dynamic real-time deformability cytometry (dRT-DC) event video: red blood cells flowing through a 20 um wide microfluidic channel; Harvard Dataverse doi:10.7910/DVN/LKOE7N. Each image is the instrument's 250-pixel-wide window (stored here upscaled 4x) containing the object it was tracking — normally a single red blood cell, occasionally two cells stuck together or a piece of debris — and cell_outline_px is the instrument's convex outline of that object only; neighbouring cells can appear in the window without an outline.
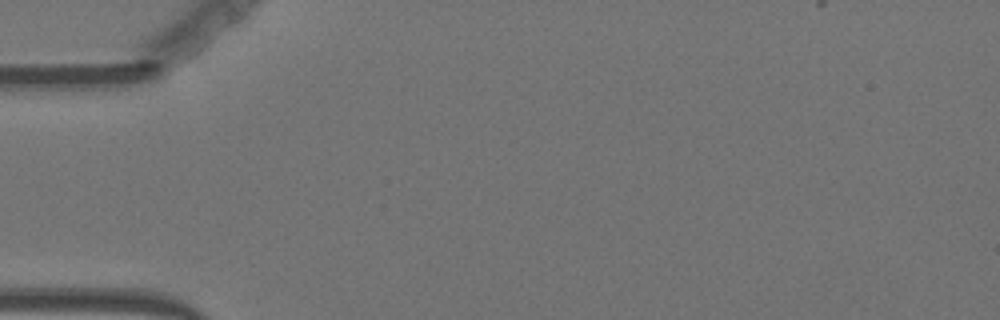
{"species": "Egyptian fruit bat (a non-hibernating species)", "species_latin": "Rousettus aegyptiacus", "temperature_condition": "warm", "stored_images_in_passage": 1, "camera_frame_rate_fps": 3000, "um_per_image_px": 0.085, "animal": {"sex": "female"}, "frame": {"image": 1, "passage_image": 1, "time_ms": 0.0, "image_size_px": [1000, 320], "cell_outline_px": [[252, 36], [244, 60], [208, 84], [192, 92], [188, 92], [180, 84], [236, 28], [244, 24], [252, 28]], "centroid_in_image_um": [18.75, 5.04], "position_along_channel_um": 66.2, "area_um2": 13.76}}